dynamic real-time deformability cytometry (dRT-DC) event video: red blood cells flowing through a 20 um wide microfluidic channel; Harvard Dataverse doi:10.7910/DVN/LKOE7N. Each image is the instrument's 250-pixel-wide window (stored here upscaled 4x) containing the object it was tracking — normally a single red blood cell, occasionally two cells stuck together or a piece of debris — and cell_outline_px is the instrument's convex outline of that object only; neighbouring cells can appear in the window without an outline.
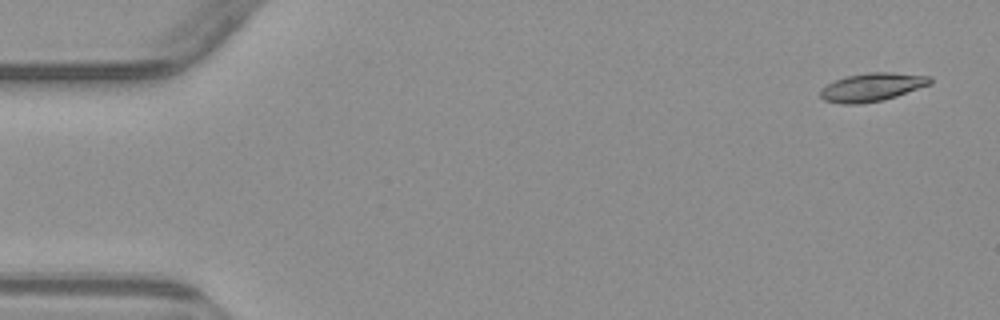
{"species": "common noctule bat (a hibernating species)", "species_latin": "Nyctalus noctula", "temperature_condition": "warm", "stored_images_in_passage": 7, "segment_of_instrument_passage": [1, 2], "camera_frame_rate_fps": 3000, "um_per_image_px": 0.085, "animal": {"sex": "male", "body_mass_g": 23.1, "forearm_length_mm": 52.7}, "frame": {"image": 1, "passage_image": 1, "time_ms": 0.0, "image_size_px": [1000, 320], "cell_outline_px": [[932, 84], [884, 100], [860, 104], [840, 104], [824, 100], [820, 96], [820, 88], [836, 80], [848, 76], [868, 72], [892, 72], [932, 76]], "centroid_in_image_um": [74.14, 7.41], "position_along_channel_um": 10.9, "area_um2": 18.21}}
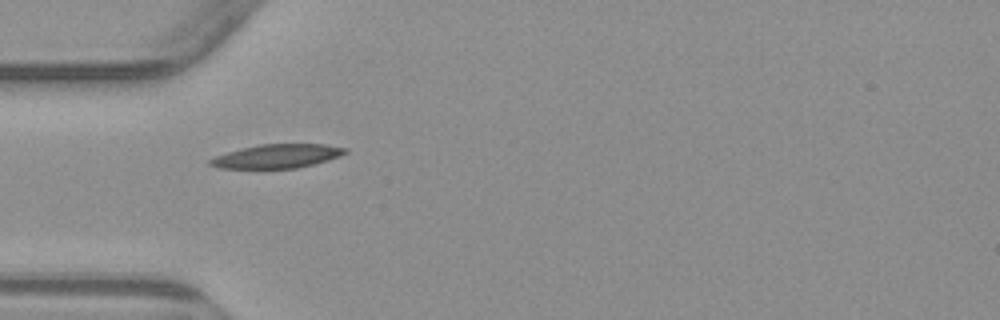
{"frame": {"image": 2, "passage_image": 5, "time_ms": 4.667, "image_size_px": [1000, 320], "cell_outline_px": [[348, 152], [340, 156], [328, 160], [296, 168], [220, 168], [208, 164], [208, 160], [216, 156], [228, 152], [260, 144], [324, 144], [348, 148]], "centroid_in_image_um": [23.58, 13.27], "position_along_channel_um": 61.4, "area_um2": 18.55}}
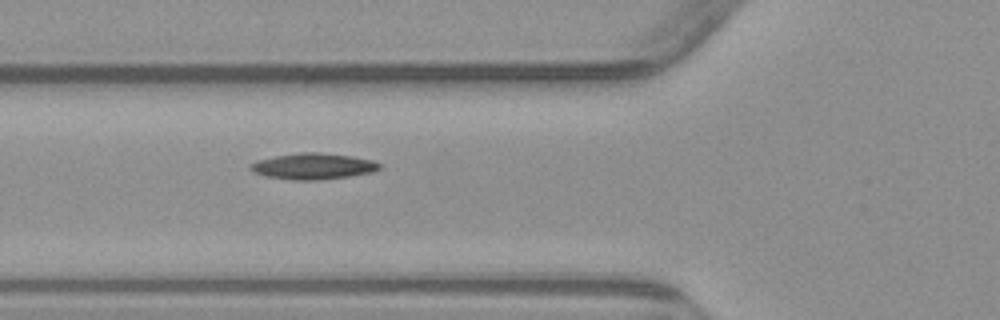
{"frame": {"image": 3, "passage_image": 6, "time_ms": 5.667, "image_size_px": [1000, 320], "cell_outline_px": [[380, 168], [372, 172], [348, 176], [320, 180], [292, 180], [264, 176], [252, 172], [248, 168], [248, 164], [256, 160], [276, 156], [300, 152], [320, 152], [352, 156], [372, 160], [380, 164]], "centroid_in_image_um": [26.55, 14.13], "position_along_channel_um": 99.3, "area_um2": 19.77}}